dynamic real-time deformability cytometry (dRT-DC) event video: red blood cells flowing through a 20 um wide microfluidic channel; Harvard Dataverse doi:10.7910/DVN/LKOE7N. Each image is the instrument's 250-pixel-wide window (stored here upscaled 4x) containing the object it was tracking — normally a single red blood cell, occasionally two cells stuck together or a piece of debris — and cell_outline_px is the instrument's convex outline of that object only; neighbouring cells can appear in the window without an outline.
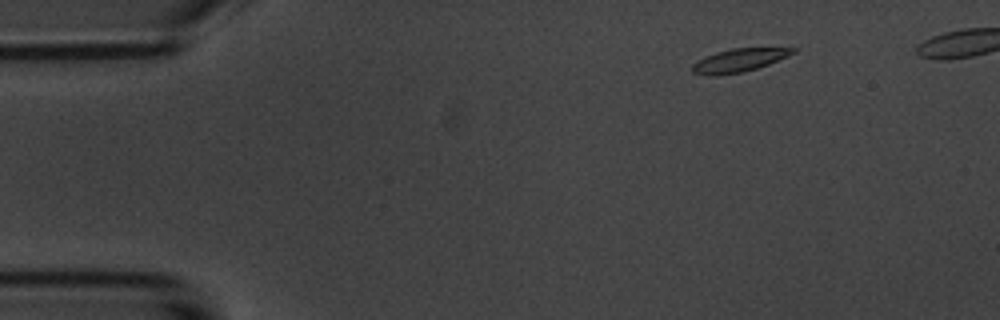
{"species": "common noctule bat (a hibernating species)", "species_latin": "Nyctalus noctula", "temperature_condition": "room temperature", "stored_images_in_passage": 7, "camera_frame_rate_fps": 3000, "um_per_image_px": 0.085, "animal": {"sex": "male", "body_mass_g": 20.1, "forearm_length_mm": 53.5}, "frame": {"image": 1, "passage_image": 2, "time_ms": 1.0, "image_size_px": [1000, 320], "cell_outline_px": [[796, 52], [788, 56], [768, 64], [756, 68], [740, 72], [716, 76], [712, 76], [692, 72], [692, 64], [704, 56], [716, 52], [732, 48], [796, 48]], "centroid_in_image_um": [62.79, 5.12], "position_along_channel_um": 22.2, "area_um2": 13.47}}
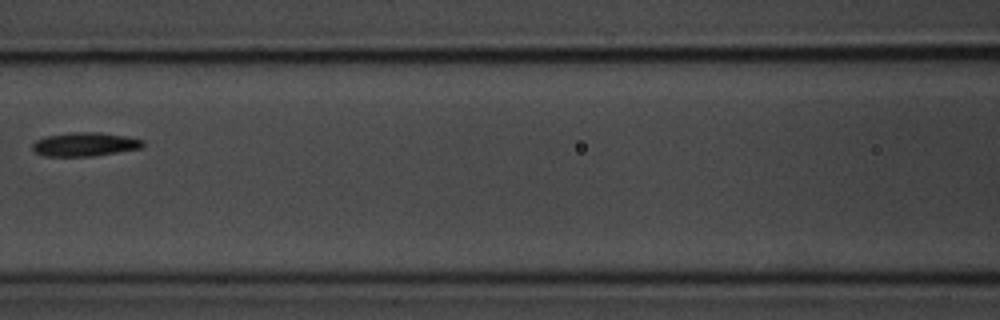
{"frame": {"image": 2, "passage_image": 7, "time_ms": 7.0, "image_size_px": [1000, 320], "cell_outline_px": [[144, 144], [140, 148], [92, 156], [44, 156], [36, 152], [32, 148], [32, 144], [36, 140], [48, 136], [72, 132], [100, 132], [124, 136], [144, 140]], "centroid_in_image_um": [7.2, 12.26], "position_along_channel_um": 159.4, "area_um2": 15.09}}